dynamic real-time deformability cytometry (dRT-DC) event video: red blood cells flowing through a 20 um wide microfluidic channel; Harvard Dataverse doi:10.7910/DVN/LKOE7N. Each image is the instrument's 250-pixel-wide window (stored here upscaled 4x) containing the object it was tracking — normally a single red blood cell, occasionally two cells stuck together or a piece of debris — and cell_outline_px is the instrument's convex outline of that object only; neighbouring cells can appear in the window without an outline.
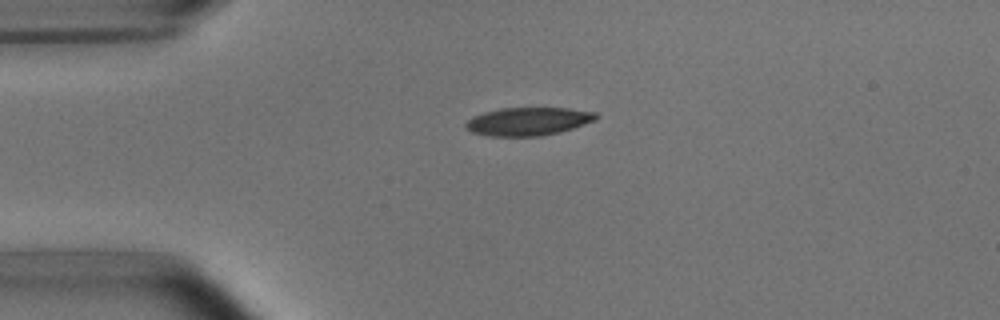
{"species": "common noctule bat (a hibernating species)", "species_latin": "Nyctalus noctula", "temperature_condition": "room temperature", "stored_images_in_passage": 3, "camera_frame_rate_fps": 3000, "um_per_image_px": 0.085, "animal": {"sex": "male", "body_mass_g": 15.6}, "frame": {"image": 1, "passage_image": 2, "time_ms": 1.333, "image_size_px": [1000, 320], "cell_outline_px": [[600, 116], [596, 120], [560, 132], [540, 136], [488, 136], [472, 132], [464, 128], [464, 124], [472, 116], [484, 112], [500, 108], [568, 108], [596, 112]], "centroid_in_image_um": [44.88, 10.32], "position_along_channel_um": 40.1, "area_um2": 21.5}}